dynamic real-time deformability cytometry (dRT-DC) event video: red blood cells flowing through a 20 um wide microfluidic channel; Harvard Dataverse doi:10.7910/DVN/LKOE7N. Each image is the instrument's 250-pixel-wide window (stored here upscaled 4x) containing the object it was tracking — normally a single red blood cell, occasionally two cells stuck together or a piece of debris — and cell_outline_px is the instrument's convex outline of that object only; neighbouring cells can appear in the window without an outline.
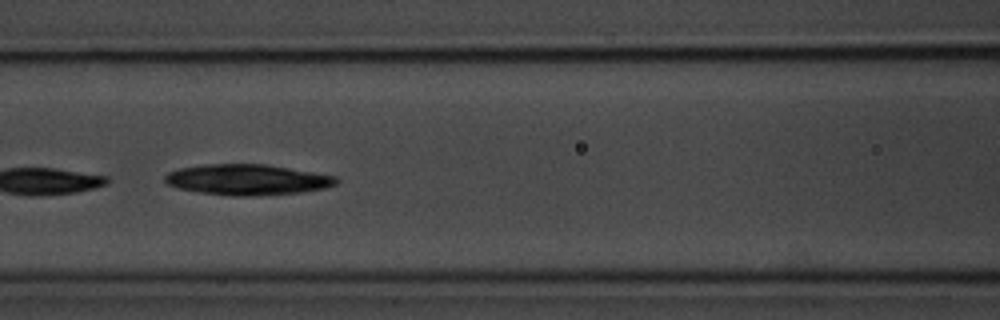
{"species": "common noctule bat (a hibernating species)", "species_latin": "Nyctalus noctula", "temperature_condition": "room temperature", "stored_images_in_passage": 8, "camera_frame_rate_fps": 3000, "um_per_image_px": 0.085, "animal": {"sex": "male", "body_mass_g": 20.1, "forearm_length_mm": 53.5}, "frame": {"image": 1, "passage_image": 5, "time_ms": 4.333, "image_size_px": [1000, 320], "cell_outline_px": [[340, 180], [336, 184], [324, 188], [300, 192], [256, 196], [232, 196], [200, 192], [176, 188], [168, 184], [164, 180], [164, 176], [168, 172], [180, 168], [208, 164], [264, 164], [336, 176]], "centroid_in_image_um": [21.0, 15.27], "position_along_channel_um": 145.6, "area_um2": 30.52}}